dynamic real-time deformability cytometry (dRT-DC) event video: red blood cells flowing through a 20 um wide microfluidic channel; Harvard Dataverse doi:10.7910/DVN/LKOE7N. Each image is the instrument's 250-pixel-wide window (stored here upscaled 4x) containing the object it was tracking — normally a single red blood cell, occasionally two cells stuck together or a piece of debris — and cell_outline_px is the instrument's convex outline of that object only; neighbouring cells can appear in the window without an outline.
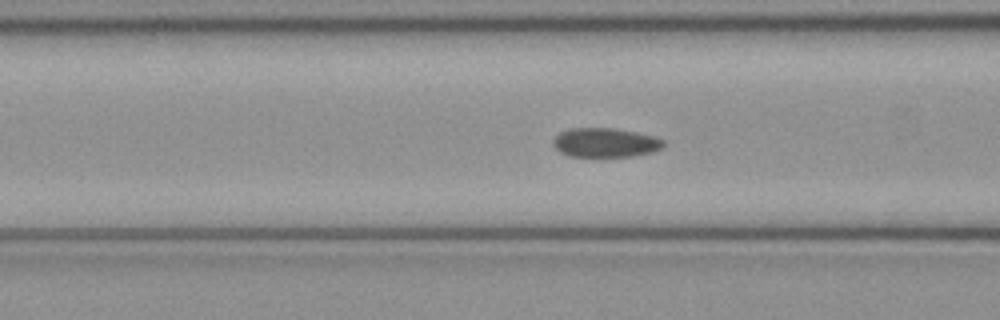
{"species": "common noctule bat (a hibernating species)", "species_latin": "Nyctalus noctula", "temperature_condition": "cold", "stored_images_in_passage": 51, "camera_frame_rate_fps": 3000, "um_per_image_px": 0.085, "animal": {"sex": "female", "body_mass_g": 21.9}, "frame": {"image": 1, "passage_image": 20, "time_ms": 6.333, "image_size_px": [1000, 320], "cell_outline_px": [[664, 148], [652, 152], [632, 156], [568, 156], [560, 152], [552, 144], [552, 140], [560, 132], [568, 128], [612, 128], [636, 132], [656, 136], [664, 140]], "centroid_in_image_um": [51.46, 12.11], "position_along_channel_um": 115.1, "area_um2": 18.9}}
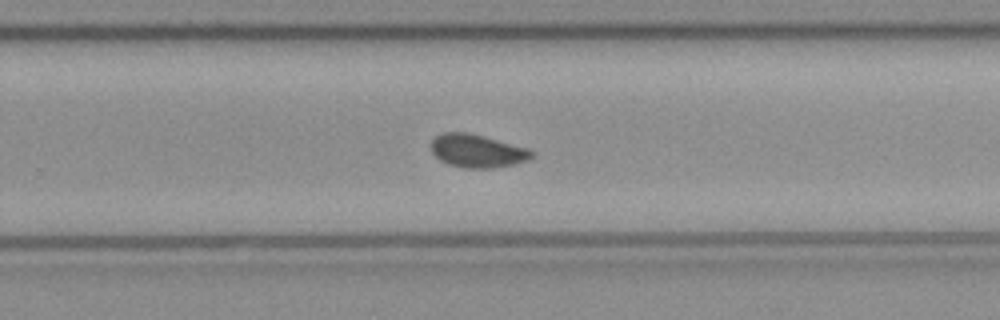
{"frame": {"image": 2, "passage_image": 33, "time_ms": 10.667, "image_size_px": [1000, 320], "cell_outline_px": [[532, 156], [528, 160], [516, 164], [492, 168], [464, 168], [448, 164], [440, 160], [432, 152], [432, 140], [436, 136], [444, 132], [468, 132], [484, 136], [528, 148], [532, 152]], "centroid_in_image_um": [40.56, 12.83], "position_along_channel_um": 289.2, "area_um2": 19.36}}
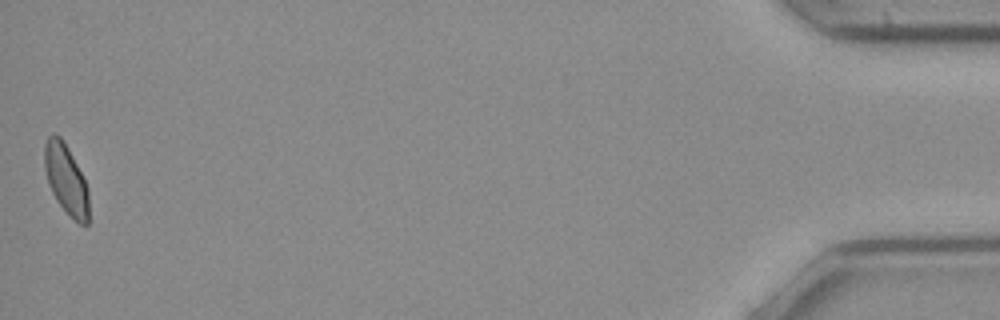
{"frame": {"image": 3, "passage_image": 51, "time_ms": 16.667, "image_size_px": [1000, 320], "cell_outline_px": [[88, 224], [80, 224], [56, 200], [48, 184], [44, 168], [44, 144], [48, 136], [52, 132], [56, 132], [60, 136], [68, 148], [88, 188]], "centroid_in_image_um": [5.58, 15.18], "position_along_channel_um": 429.6, "area_um2": 17.8}, "authors_computed_cell_mechanics": {"area_um2": 19.1896, "velocity_mm_per_s": 4.0157, "shape_relaxation_time_tau1_ms": 7.4014, "shape_relaxation_time_tau2_ms": 0.8937, "deformation_change_tau1": 0.1082, "deformation_change_tau2": 0.0545}}